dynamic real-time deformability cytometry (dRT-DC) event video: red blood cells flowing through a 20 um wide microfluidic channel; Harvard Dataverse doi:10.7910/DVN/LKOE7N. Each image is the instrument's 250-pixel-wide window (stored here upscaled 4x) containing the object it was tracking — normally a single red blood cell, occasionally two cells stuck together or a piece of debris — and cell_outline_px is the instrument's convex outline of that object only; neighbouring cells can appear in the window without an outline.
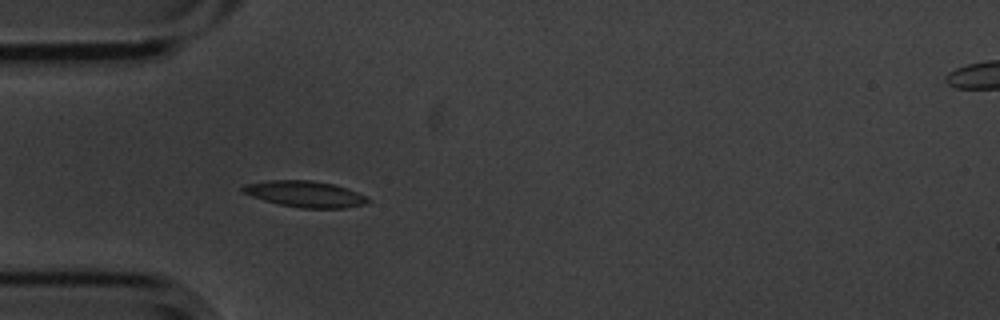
{"species": "common noctule bat (a hibernating species)", "species_latin": "Nyctalus noctula", "temperature_condition": "cold", "stored_images_in_passage": 5, "segment_of_instrument_passage": [1, 2], "camera_frame_rate_fps": 3000, "um_per_image_px": 0.085, "animal": {"sex": "male", "body_mass_g": 20.1, "forearm_length_mm": 53.5}, "frame": {"image": 1, "passage_image": 4, "time_ms": 1.0, "image_size_px": [1000, 320], "cell_outline_px": [[368, 204], [344, 208], [300, 208], [280, 204], [264, 200], [240, 192], [240, 188], [244, 184], [268, 180], [312, 180], [332, 184], [348, 188], [368, 196]], "centroid_in_image_um": [25.93, 16.49], "position_along_channel_um": 59.1, "area_um2": 19.25}}